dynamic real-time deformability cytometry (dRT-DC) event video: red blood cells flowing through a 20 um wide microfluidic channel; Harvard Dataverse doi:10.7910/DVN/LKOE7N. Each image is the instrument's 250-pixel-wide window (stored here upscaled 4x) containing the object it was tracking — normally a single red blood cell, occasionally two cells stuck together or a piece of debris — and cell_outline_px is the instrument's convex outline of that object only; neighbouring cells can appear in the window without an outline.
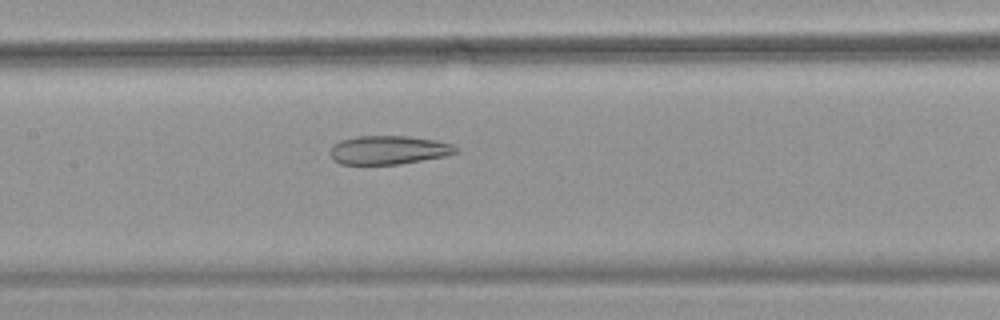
{"species": "common noctule bat (a hibernating species)", "species_latin": "Nyctalus noctula", "temperature_condition": "warm", "stored_images_in_passage": 55, "camera_frame_rate_fps": 3000, "um_per_image_px": 0.085, "animal": {"sex": "female", "body_mass_g": 18.4}, "frame": {"image": 1, "passage_image": 27, "time_ms": 8.667, "image_size_px": [1000, 320], "cell_outline_px": [[460, 152], [444, 156], [400, 164], [340, 164], [332, 160], [328, 152], [332, 144], [340, 140], [356, 136], [408, 136], [436, 140], [452, 144]], "centroid_in_image_um": [32.97, 12.75], "position_along_channel_um": 174.4, "area_um2": 21.21}}
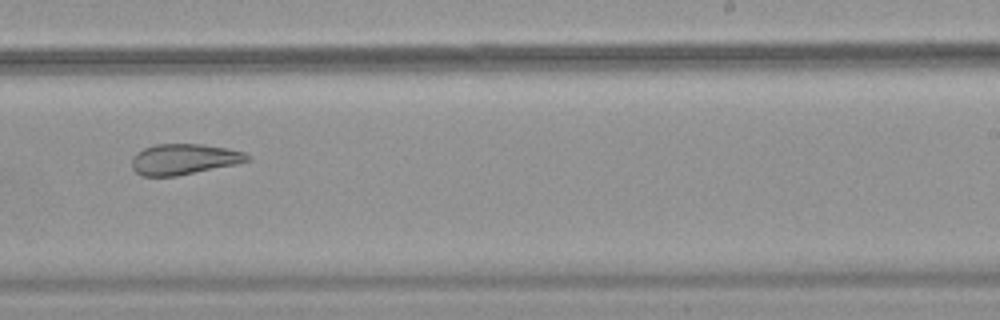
{"frame": {"image": 2, "passage_image": 35, "time_ms": 11.333, "image_size_px": [1000, 320], "cell_outline_px": [[252, 160], [236, 164], [176, 176], [140, 176], [132, 168], [132, 156], [136, 152], [144, 148], [156, 144], [204, 144], [228, 148], [244, 152], [252, 156]], "centroid_in_image_um": [15.65, 13.53], "position_along_channel_um": 273.4, "area_um2": 20.87}}
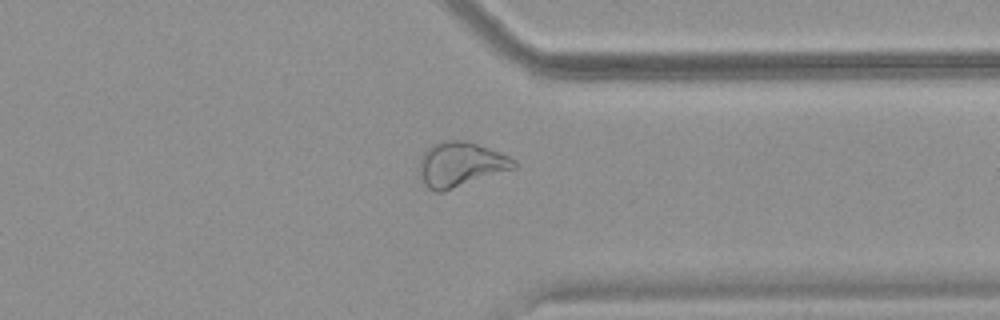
{"frame": {"image": 3, "passage_image": 43, "time_ms": 14.0, "image_size_px": [1000, 320], "cell_outline_px": [[516, 168], [444, 192], [436, 192], [428, 188], [424, 184], [420, 172], [420, 156], [432, 144], [444, 140], [468, 140], [508, 156], [516, 160]], "centroid_in_image_um": [39.15, 13.97], "position_along_channel_um": 372.3, "area_um2": 24.74}, "authors_computed_cell_mechanics": {"area_um2": 27.6862, "velocity_mm_per_s": 3.7339, "shape_relaxation_time_tau1_ms": null, "shape_relaxation_time_tau2_ms": 3.3156, "deformation_change_tau1": null, "deformation_change_tau2": 0.1219}}